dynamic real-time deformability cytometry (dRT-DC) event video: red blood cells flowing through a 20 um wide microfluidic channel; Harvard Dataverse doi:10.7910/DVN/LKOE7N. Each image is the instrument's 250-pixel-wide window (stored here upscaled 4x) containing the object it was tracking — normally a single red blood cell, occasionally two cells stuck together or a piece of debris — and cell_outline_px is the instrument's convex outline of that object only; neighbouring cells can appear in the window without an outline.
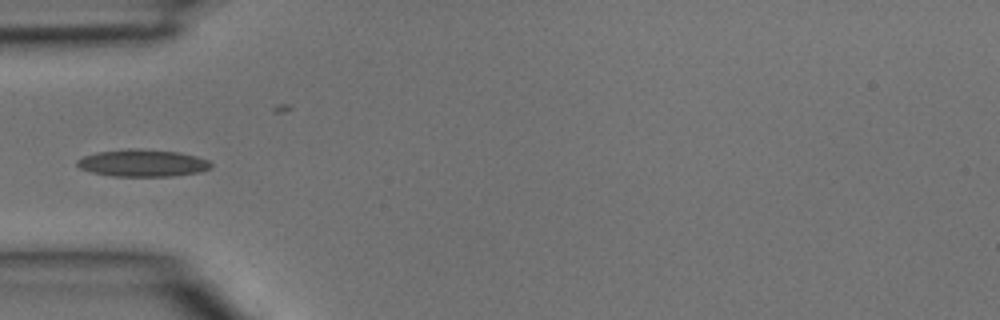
{"species": "common noctule bat (a hibernating species)", "species_latin": "Nyctalus noctula", "temperature_condition": "room temperature", "stored_images_in_passage": 6, "camera_frame_rate_fps": 3000, "um_per_image_px": 0.085, "animal": {"sex": "male", "body_mass_g": 15.6}, "frame": {"image": 1, "passage_image": 5, "time_ms": 1.333, "image_size_px": [1000, 320], "cell_outline_px": [[212, 168], [200, 172], [172, 176], [112, 176], [92, 172], [80, 168], [76, 164], [76, 160], [84, 156], [100, 152], [128, 148], [136, 148], [180, 152], [196, 156], [208, 160], [212, 164]], "centroid_in_image_um": [12.15, 13.86], "position_along_channel_um": 72.9, "area_um2": 21.21}}